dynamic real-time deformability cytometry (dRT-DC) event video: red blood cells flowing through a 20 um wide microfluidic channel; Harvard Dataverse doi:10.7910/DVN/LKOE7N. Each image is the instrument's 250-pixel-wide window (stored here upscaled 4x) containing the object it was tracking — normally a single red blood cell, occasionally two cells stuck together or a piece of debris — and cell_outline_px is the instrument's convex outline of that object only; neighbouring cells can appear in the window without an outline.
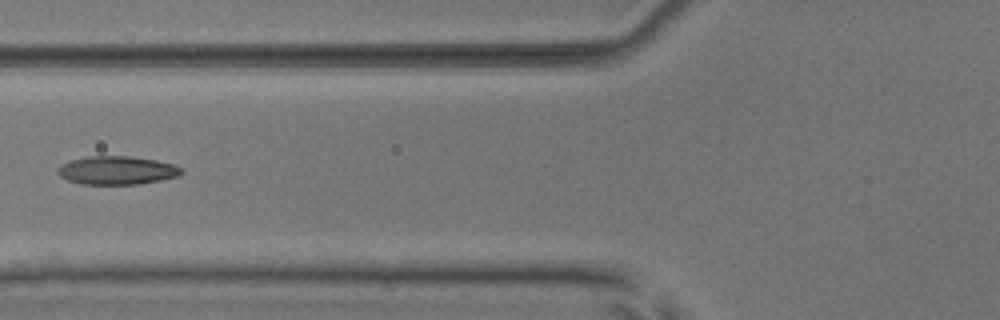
{"species": "common noctule bat (a hibernating species)", "species_latin": "Nyctalus noctula", "temperature_condition": "room temperature", "stored_images_in_passage": 6, "camera_frame_rate_fps": 3000, "um_per_image_px": 0.085, "animal": {"sex": "male", "body_mass_g": 17.9, "forearm_length_mm": 54.2}, "frame": {"image": 1, "passage_image": 5, "time_ms": 4.667, "image_size_px": [1000, 320], "cell_outline_px": [[184, 172], [180, 176], [140, 184], [80, 184], [68, 180], [60, 176], [56, 172], [56, 168], [60, 164], [72, 160], [88, 156], [132, 156], [156, 160], [172, 164], [180, 168]], "centroid_in_image_um": [9.92, 14.48], "position_along_channel_um": 115.9, "area_um2": 20.58}}
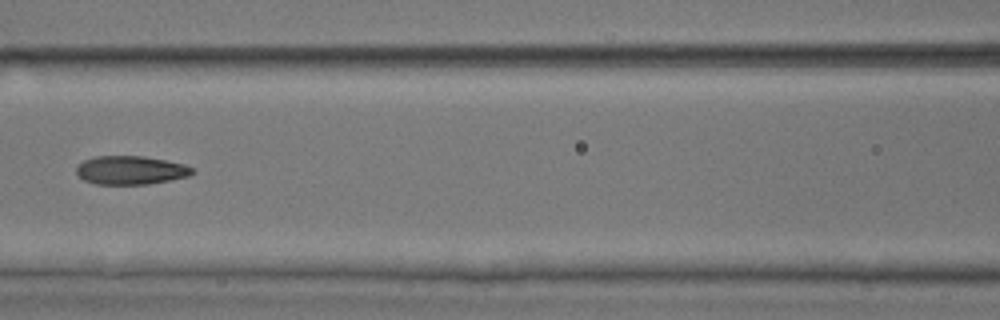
{"frame": {"image": 2, "passage_image": 6, "time_ms": 5.667, "image_size_px": [1000, 320], "cell_outline_px": [[196, 172], [188, 176], [148, 184], [96, 184], [84, 180], [76, 172], [76, 168], [84, 160], [96, 156], [144, 156], [184, 164], [192, 168]], "centroid_in_image_um": [11.11, 14.46], "position_along_channel_um": 155.5, "area_um2": 19.13}}